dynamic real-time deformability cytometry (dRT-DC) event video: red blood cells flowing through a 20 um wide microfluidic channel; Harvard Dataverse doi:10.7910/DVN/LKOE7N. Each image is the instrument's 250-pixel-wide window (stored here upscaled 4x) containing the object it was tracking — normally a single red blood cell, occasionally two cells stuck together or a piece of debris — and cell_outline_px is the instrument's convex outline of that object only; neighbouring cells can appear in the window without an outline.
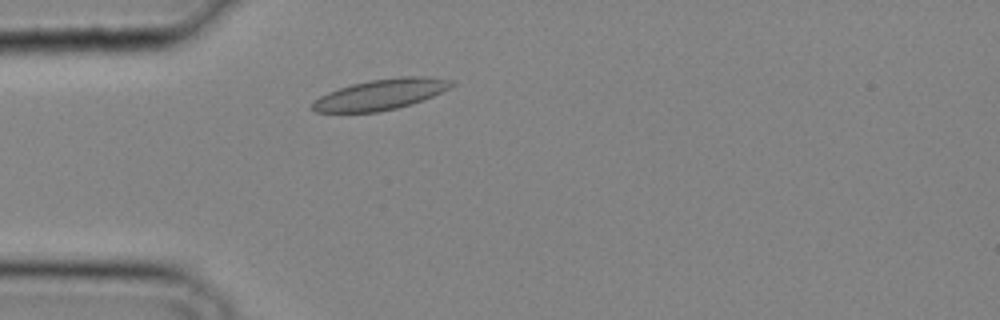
{"species": "common noctule bat (a hibernating species)", "species_latin": "Nyctalus noctula", "temperature_condition": "cold", "stored_images_in_passage": 26, "camera_frame_rate_fps": 3000, "um_per_image_px": 0.085, "animal": {"sex": "male", "body_mass_g": 20.4}, "frame": {"image": 1, "passage_image": 5, "time_ms": 1.333, "image_size_px": [1000, 320], "cell_outline_px": [[456, 84], [424, 100], [412, 104], [396, 108], [376, 112], [316, 112], [312, 108], [312, 104], [320, 96], [328, 92], [352, 84], [368, 80], [400, 76], [432, 76], [452, 80]], "centroid_in_image_um": [32.4, 8.01], "position_along_channel_um": 52.6, "area_um2": 24.8}}
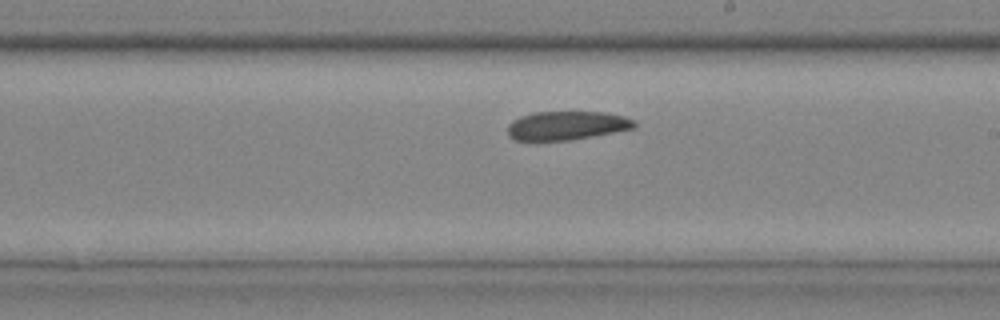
{"frame": {"image": 2, "passage_image": 16, "time_ms": 5.0, "image_size_px": [1000, 320], "cell_outline_px": [[636, 128], [592, 136], [568, 140], [516, 140], [508, 136], [508, 124], [512, 120], [520, 116], [532, 112], [604, 112], [624, 116], [636, 120]], "centroid_in_image_um": [48.18, 10.66], "position_along_channel_um": 240.8, "area_um2": 21.27}}
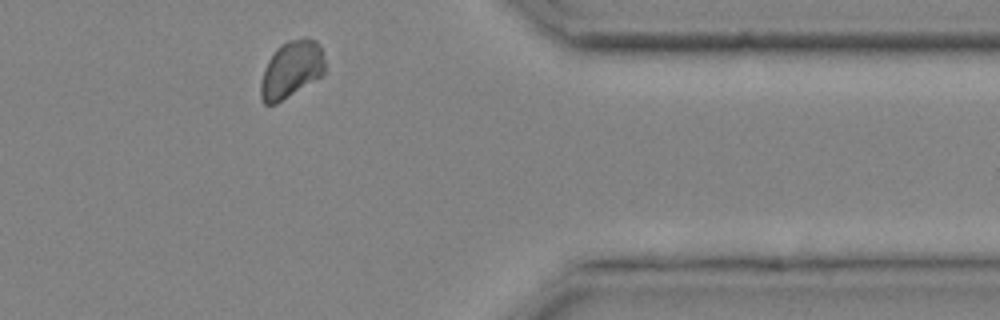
{"frame": {"image": 3, "passage_image": 25, "time_ms": 8.0, "image_size_px": [1000, 320], "cell_outline_px": [[324, 76], [276, 104], [264, 104], [260, 96], [260, 84], [264, 68], [268, 60], [276, 48], [288, 40], [304, 36], [316, 40], [320, 44], [324, 56]], "centroid_in_image_um": [24.78, 5.89], "position_along_channel_um": 386.6, "area_um2": 21.79}}